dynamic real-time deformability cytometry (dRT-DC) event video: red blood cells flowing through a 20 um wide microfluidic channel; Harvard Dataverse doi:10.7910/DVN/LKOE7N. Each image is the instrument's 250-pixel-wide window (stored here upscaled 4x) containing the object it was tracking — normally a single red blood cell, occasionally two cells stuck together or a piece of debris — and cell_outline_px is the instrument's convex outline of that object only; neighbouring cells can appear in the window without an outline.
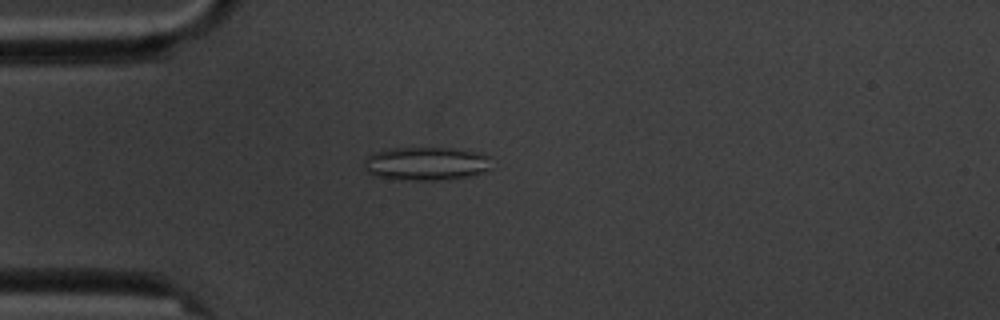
{"species": "common noctule bat (a hibernating species)", "species_latin": "Nyctalus noctula", "temperature_condition": "cold", "stored_images_in_passage": 10, "camera_frame_rate_fps": 3000, "um_per_image_px": 0.085, "animal": {"sex": "male", "body_mass_g": 20.1, "forearm_length_mm": 53.5}, "frame": {"image": 1, "passage_image": 4, "time_ms": 3.667, "image_size_px": [1000, 320], "cell_outline_px": [[488, 168], [476, 176], [440, 180], [396, 180], [372, 176], [364, 168], [364, 160], [372, 152], [384, 148], [452, 148], [480, 152], [488, 156]], "centroid_in_image_um": [36.15, 13.91], "position_along_channel_um": 48.9, "area_um2": 25.26}}
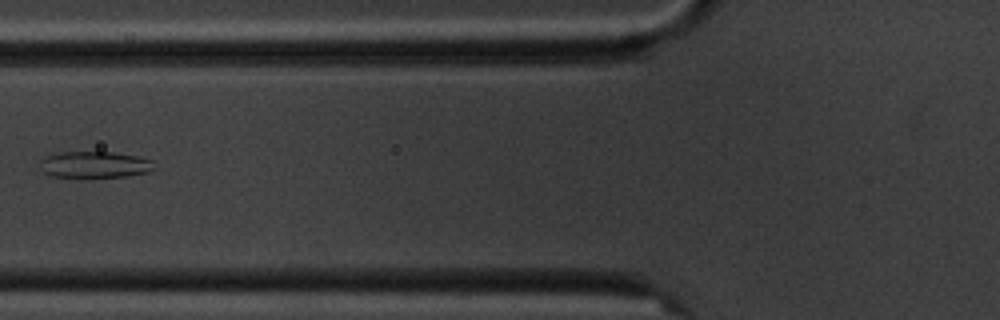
{"frame": {"image": 2, "passage_image": 6, "time_ms": 6.0, "image_size_px": [1000, 320], "cell_outline_px": [[156, 168], [148, 172], [124, 176], [52, 176], [44, 172], [40, 160], [44, 156], [60, 152], [112, 152], [140, 156], [152, 160]], "centroid_in_image_um": [8.09, 13.96], "position_along_channel_um": 117.7, "area_um2": 17.34}}
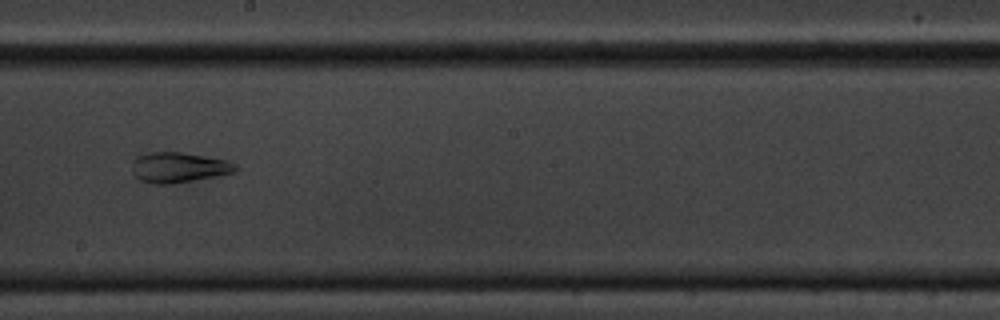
{"frame": {"image": 3, "passage_image": 9, "time_ms": 9.333, "image_size_px": [1000, 320], "cell_outline_px": [[240, 168], [236, 172], [216, 176], [172, 184], [152, 184], [140, 180], [132, 172], [132, 160], [136, 156], [148, 152], [180, 152], [228, 160], [236, 164]], "centroid_in_image_um": [15.19, 14.23], "position_along_channel_um": 233.0, "area_um2": 18.5}}